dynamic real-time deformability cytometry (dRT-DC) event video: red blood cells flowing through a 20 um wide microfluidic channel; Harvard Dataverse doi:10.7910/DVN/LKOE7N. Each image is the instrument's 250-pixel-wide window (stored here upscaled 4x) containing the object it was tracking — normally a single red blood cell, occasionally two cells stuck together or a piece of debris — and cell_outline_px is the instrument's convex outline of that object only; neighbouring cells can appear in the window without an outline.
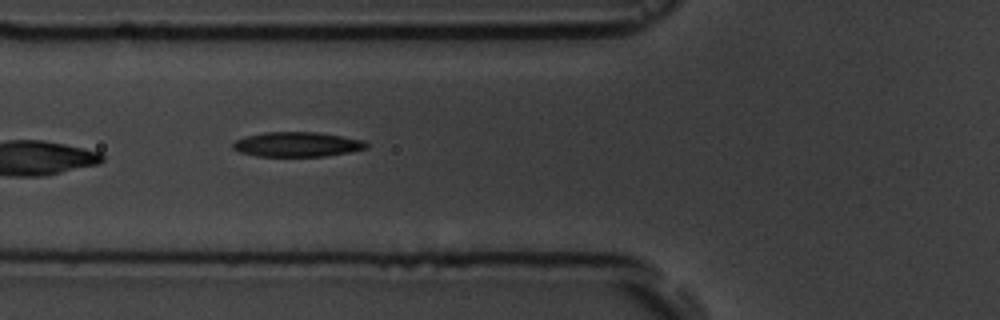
{"species": "common noctule bat (a hibernating species)", "species_latin": "Nyctalus noctula", "temperature_condition": "room temperature", "stored_images_in_passage": 8, "camera_frame_rate_fps": 3000, "um_per_image_px": 0.085, "animal": {"sex": "male", "body_mass_g": 19.5, "forearm_length_mm": 54.6}, "frame": {"image": 1, "passage_image": 7, "time_ms": 7.0, "image_size_px": [1000, 320], "cell_outline_px": [[368, 148], [348, 152], [324, 156], [256, 156], [240, 152], [232, 148], [232, 144], [236, 140], [248, 136], [264, 132], [316, 132], [364, 140], [368, 144]], "centroid_in_image_um": [25.25, 12.27], "position_along_channel_um": 100.5, "area_um2": 19.07}}